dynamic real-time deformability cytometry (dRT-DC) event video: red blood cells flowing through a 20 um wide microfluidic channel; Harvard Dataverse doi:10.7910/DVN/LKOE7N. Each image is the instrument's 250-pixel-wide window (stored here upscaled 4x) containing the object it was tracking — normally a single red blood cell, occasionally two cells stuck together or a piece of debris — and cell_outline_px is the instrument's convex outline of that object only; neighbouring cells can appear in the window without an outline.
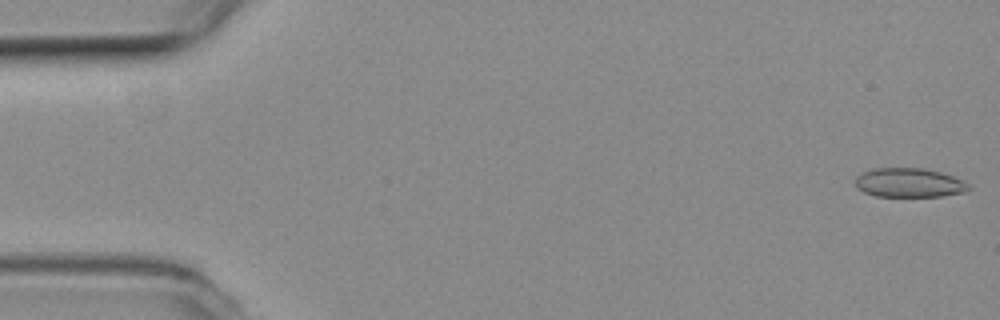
{"species": "common noctule bat (a hibernating species)", "species_latin": "Nyctalus noctula", "temperature_condition": "room temperature", "stored_images_in_passage": 53, "camera_frame_rate_fps": 3000, "um_per_image_px": 0.085, "animal": {"sex": "female", "body_mass_g": 19.3, "forearm_length_mm": 54.1}, "frame": {"image": 1, "passage_image": 1, "time_ms": 0.0, "image_size_px": [1000, 320], "cell_outline_px": [[972, 188], [964, 192], [940, 196], [876, 196], [864, 192], [856, 188], [856, 176], [872, 168], [924, 168], [940, 172], [964, 180]], "centroid_in_image_um": [77.28, 15.53], "position_along_channel_um": 7.7, "area_um2": 19.25}}
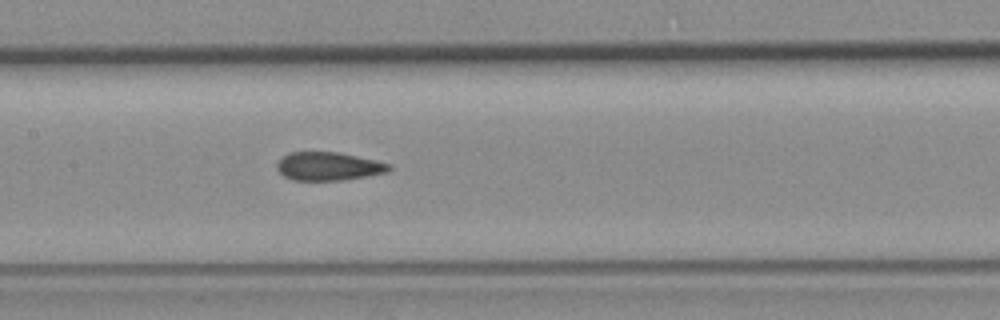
{"frame": {"image": 2, "passage_image": 25, "time_ms": 8.0, "image_size_px": [1000, 320], "cell_outline_px": [[392, 168], [388, 172], [368, 176], [344, 180], [292, 180], [284, 176], [276, 168], [276, 164], [288, 152], [340, 152], [376, 160], [388, 164]], "centroid_in_image_um": [27.93, 14.13], "position_along_channel_um": 179.5, "area_um2": 18.55}}
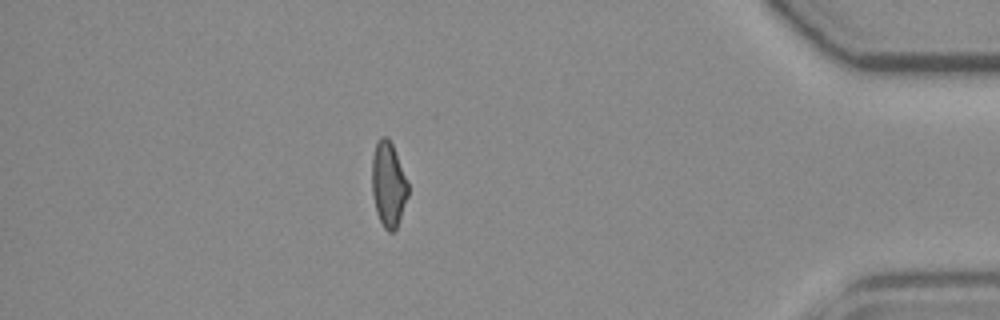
{"frame": {"image": 3, "passage_image": 46, "time_ms": 15.0, "image_size_px": [1000, 320], "cell_outline_px": [[408, 196], [396, 228], [392, 232], [388, 232], [384, 228], [376, 212], [372, 192], [372, 156], [376, 144], [380, 136], [384, 136], [392, 144], [408, 180]], "centroid_in_image_um": [33.01, 15.67], "position_along_channel_um": 402.2, "area_um2": 17.8}, "authors_computed_cell_mechanics": {"area_um2": 19.3052, "velocity_mm_per_s": 3.8601, "shape_relaxation_time_tau1_ms": null, "shape_relaxation_time_tau2_ms": 1.3682, "deformation_change_tau1": null, "deformation_change_tau2": 0.0842}}